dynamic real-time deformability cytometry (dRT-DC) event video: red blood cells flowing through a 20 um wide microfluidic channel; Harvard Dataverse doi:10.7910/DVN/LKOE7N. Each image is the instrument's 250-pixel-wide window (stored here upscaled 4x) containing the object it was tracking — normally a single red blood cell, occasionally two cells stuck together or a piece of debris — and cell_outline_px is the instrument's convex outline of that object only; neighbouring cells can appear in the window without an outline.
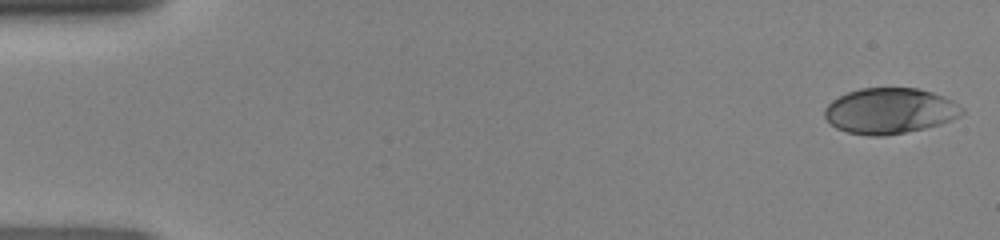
{"species": "human", "species_latin": "Homo sapiens", "temperature_condition": "room temperature", "stored_images_in_passage": 47, "camera_frame_rate_fps": 3000, "um_per_image_px": 0.085, "donor": {"sex": "female"}, "frame": {"image": 1, "passage_image": 1, "time_ms": 0.0, "image_size_px": [1000, 240], "cell_outline_px": [[964, 112], [960, 116], [952, 120], [940, 124], [924, 128], [904, 132], [880, 136], [868, 136], [848, 132], [836, 128], [824, 116], [824, 108], [832, 100], [848, 92], [860, 88], [916, 88], [932, 92], [944, 96], [952, 100], [964, 108]], "centroid_in_image_um": [75.64, 9.42], "position_along_channel_um": 9.4, "area_um2": 36.53}}
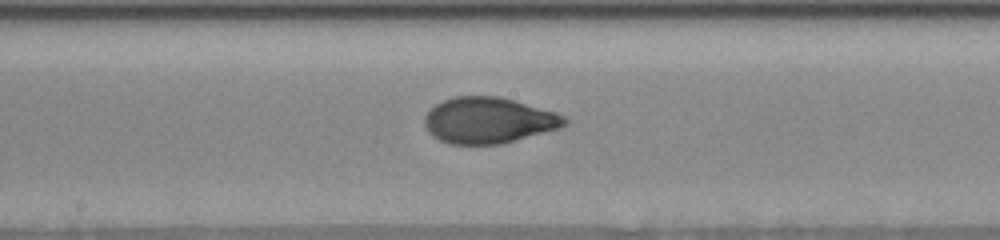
{"frame": {"image": 2, "passage_image": 25, "time_ms": 8.0, "image_size_px": [1000, 240], "cell_outline_px": [[568, 124], [560, 128], [500, 144], [448, 144], [432, 136], [428, 132], [424, 124], [424, 116], [436, 104], [444, 100], [456, 96], [500, 96], [516, 100], [556, 112], [564, 116], [568, 120]], "centroid_in_image_um": [41.53, 10.22], "position_along_channel_um": 206.7, "area_um2": 37.69}}
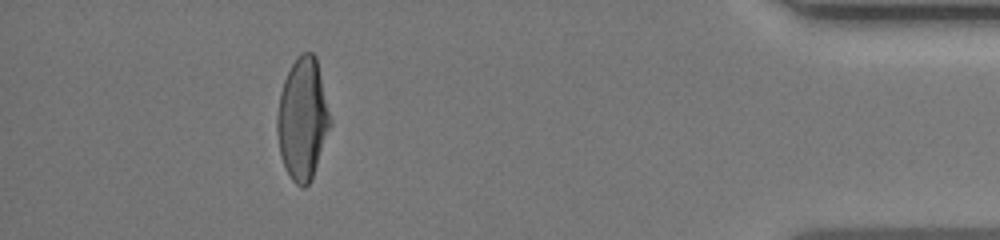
{"frame": {"image": 3, "passage_image": 43, "time_ms": 14.0, "image_size_px": [1000, 240], "cell_outline_px": [[332, 124], [312, 176], [308, 184], [304, 188], [300, 188], [292, 180], [280, 156], [276, 132], [276, 116], [280, 92], [284, 80], [296, 56], [300, 52], [312, 52], [316, 56], [332, 120]], "centroid_in_image_um": [25.72, 10.08], "position_along_channel_um": 409.5, "area_um2": 37.86}}